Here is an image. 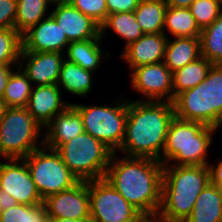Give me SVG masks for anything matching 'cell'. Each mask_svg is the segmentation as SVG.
Segmentation results:
<instances>
[{"mask_svg": "<svg viewBox=\"0 0 222 222\" xmlns=\"http://www.w3.org/2000/svg\"><path fill=\"white\" fill-rule=\"evenodd\" d=\"M104 179L143 216L158 214L163 182L160 161L113 153Z\"/></svg>", "mask_w": 222, "mask_h": 222, "instance_id": "1", "label": "cell"}, {"mask_svg": "<svg viewBox=\"0 0 222 222\" xmlns=\"http://www.w3.org/2000/svg\"><path fill=\"white\" fill-rule=\"evenodd\" d=\"M130 99L125 137L116 153L160 161L170 123L175 117L174 105L165 101Z\"/></svg>", "mask_w": 222, "mask_h": 222, "instance_id": "2", "label": "cell"}, {"mask_svg": "<svg viewBox=\"0 0 222 222\" xmlns=\"http://www.w3.org/2000/svg\"><path fill=\"white\" fill-rule=\"evenodd\" d=\"M209 183L207 165L164 164L162 202L158 214L170 222H184Z\"/></svg>", "mask_w": 222, "mask_h": 222, "instance_id": "3", "label": "cell"}, {"mask_svg": "<svg viewBox=\"0 0 222 222\" xmlns=\"http://www.w3.org/2000/svg\"><path fill=\"white\" fill-rule=\"evenodd\" d=\"M217 132L216 128L175 116L167 132L160 162L163 165H208Z\"/></svg>", "mask_w": 222, "mask_h": 222, "instance_id": "4", "label": "cell"}, {"mask_svg": "<svg viewBox=\"0 0 222 222\" xmlns=\"http://www.w3.org/2000/svg\"><path fill=\"white\" fill-rule=\"evenodd\" d=\"M175 116L222 128V64H213L207 77L197 86L178 94L174 101Z\"/></svg>", "mask_w": 222, "mask_h": 222, "instance_id": "5", "label": "cell"}, {"mask_svg": "<svg viewBox=\"0 0 222 222\" xmlns=\"http://www.w3.org/2000/svg\"><path fill=\"white\" fill-rule=\"evenodd\" d=\"M122 95L111 99L109 105L71 102L82 117L84 131L102 142L113 153L119 150L125 137L128 97L124 96V93Z\"/></svg>", "mask_w": 222, "mask_h": 222, "instance_id": "6", "label": "cell"}, {"mask_svg": "<svg viewBox=\"0 0 222 222\" xmlns=\"http://www.w3.org/2000/svg\"><path fill=\"white\" fill-rule=\"evenodd\" d=\"M55 150L79 181L104 178L113 154L107 146L86 132L63 143Z\"/></svg>", "mask_w": 222, "mask_h": 222, "instance_id": "7", "label": "cell"}, {"mask_svg": "<svg viewBox=\"0 0 222 222\" xmlns=\"http://www.w3.org/2000/svg\"><path fill=\"white\" fill-rule=\"evenodd\" d=\"M43 145V128L26 107H8L0 120V153L24 159Z\"/></svg>", "mask_w": 222, "mask_h": 222, "instance_id": "8", "label": "cell"}, {"mask_svg": "<svg viewBox=\"0 0 222 222\" xmlns=\"http://www.w3.org/2000/svg\"><path fill=\"white\" fill-rule=\"evenodd\" d=\"M24 160L43 200L49 195L68 190L79 182L55 149L42 145Z\"/></svg>", "mask_w": 222, "mask_h": 222, "instance_id": "9", "label": "cell"}, {"mask_svg": "<svg viewBox=\"0 0 222 222\" xmlns=\"http://www.w3.org/2000/svg\"><path fill=\"white\" fill-rule=\"evenodd\" d=\"M92 222H136L143 215L104 178L89 181Z\"/></svg>", "mask_w": 222, "mask_h": 222, "instance_id": "10", "label": "cell"}, {"mask_svg": "<svg viewBox=\"0 0 222 222\" xmlns=\"http://www.w3.org/2000/svg\"><path fill=\"white\" fill-rule=\"evenodd\" d=\"M128 77L130 89L140 95L136 100L173 103L172 72L163 62L136 67Z\"/></svg>", "mask_w": 222, "mask_h": 222, "instance_id": "11", "label": "cell"}, {"mask_svg": "<svg viewBox=\"0 0 222 222\" xmlns=\"http://www.w3.org/2000/svg\"><path fill=\"white\" fill-rule=\"evenodd\" d=\"M0 190L12 196L18 204L43 203L24 159H4L0 165Z\"/></svg>", "mask_w": 222, "mask_h": 222, "instance_id": "12", "label": "cell"}, {"mask_svg": "<svg viewBox=\"0 0 222 222\" xmlns=\"http://www.w3.org/2000/svg\"><path fill=\"white\" fill-rule=\"evenodd\" d=\"M43 204L48 217L90 219L89 181H79L68 190L49 195Z\"/></svg>", "mask_w": 222, "mask_h": 222, "instance_id": "13", "label": "cell"}, {"mask_svg": "<svg viewBox=\"0 0 222 222\" xmlns=\"http://www.w3.org/2000/svg\"><path fill=\"white\" fill-rule=\"evenodd\" d=\"M64 60L61 52L21 51L19 67L33 86L57 84Z\"/></svg>", "mask_w": 222, "mask_h": 222, "instance_id": "14", "label": "cell"}, {"mask_svg": "<svg viewBox=\"0 0 222 222\" xmlns=\"http://www.w3.org/2000/svg\"><path fill=\"white\" fill-rule=\"evenodd\" d=\"M69 44L65 33L51 15L22 34V51L64 53Z\"/></svg>", "mask_w": 222, "mask_h": 222, "instance_id": "15", "label": "cell"}, {"mask_svg": "<svg viewBox=\"0 0 222 222\" xmlns=\"http://www.w3.org/2000/svg\"><path fill=\"white\" fill-rule=\"evenodd\" d=\"M50 12L69 42L101 38L100 26L69 2L51 6Z\"/></svg>", "mask_w": 222, "mask_h": 222, "instance_id": "16", "label": "cell"}, {"mask_svg": "<svg viewBox=\"0 0 222 222\" xmlns=\"http://www.w3.org/2000/svg\"><path fill=\"white\" fill-rule=\"evenodd\" d=\"M168 38L164 33L144 34L119 52L118 60L125 63L126 69H132L153 63L163 62Z\"/></svg>", "mask_w": 222, "mask_h": 222, "instance_id": "17", "label": "cell"}, {"mask_svg": "<svg viewBox=\"0 0 222 222\" xmlns=\"http://www.w3.org/2000/svg\"><path fill=\"white\" fill-rule=\"evenodd\" d=\"M67 97L57 84L33 86L26 108L44 129L57 114L71 104Z\"/></svg>", "mask_w": 222, "mask_h": 222, "instance_id": "18", "label": "cell"}, {"mask_svg": "<svg viewBox=\"0 0 222 222\" xmlns=\"http://www.w3.org/2000/svg\"><path fill=\"white\" fill-rule=\"evenodd\" d=\"M84 132L82 117L79 111L70 104L44 127L43 145L56 149Z\"/></svg>", "mask_w": 222, "mask_h": 222, "instance_id": "19", "label": "cell"}, {"mask_svg": "<svg viewBox=\"0 0 222 222\" xmlns=\"http://www.w3.org/2000/svg\"><path fill=\"white\" fill-rule=\"evenodd\" d=\"M102 43L101 38L70 42L64 52L65 59L98 75V70H101L102 65L105 64L104 62L113 57L109 51L107 52V49H103Z\"/></svg>", "mask_w": 222, "mask_h": 222, "instance_id": "20", "label": "cell"}, {"mask_svg": "<svg viewBox=\"0 0 222 222\" xmlns=\"http://www.w3.org/2000/svg\"><path fill=\"white\" fill-rule=\"evenodd\" d=\"M96 80V73L65 59L59 73L57 85L64 96L71 94V96L76 97L75 100L79 101L80 97L88 98L91 95L96 86Z\"/></svg>", "mask_w": 222, "mask_h": 222, "instance_id": "21", "label": "cell"}, {"mask_svg": "<svg viewBox=\"0 0 222 222\" xmlns=\"http://www.w3.org/2000/svg\"><path fill=\"white\" fill-rule=\"evenodd\" d=\"M200 39L194 37L168 38L163 63L171 72L201 57Z\"/></svg>", "mask_w": 222, "mask_h": 222, "instance_id": "22", "label": "cell"}, {"mask_svg": "<svg viewBox=\"0 0 222 222\" xmlns=\"http://www.w3.org/2000/svg\"><path fill=\"white\" fill-rule=\"evenodd\" d=\"M108 31H110L109 34L112 32L117 38L119 37L124 41L122 49L144 35L134 11L108 15L104 23L100 26V36L103 41Z\"/></svg>", "mask_w": 222, "mask_h": 222, "instance_id": "23", "label": "cell"}, {"mask_svg": "<svg viewBox=\"0 0 222 222\" xmlns=\"http://www.w3.org/2000/svg\"><path fill=\"white\" fill-rule=\"evenodd\" d=\"M184 222H222V200L214 184L209 183L201 191Z\"/></svg>", "mask_w": 222, "mask_h": 222, "instance_id": "24", "label": "cell"}, {"mask_svg": "<svg viewBox=\"0 0 222 222\" xmlns=\"http://www.w3.org/2000/svg\"><path fill=\"white\" fill-rule=\"evenodd\" d=\"M163 33L167 38H199L201 29L196 24L189 8L167 7Z\"/></svg>", "mask_w": 222, "mask_h": 222, "instance_id": "25", "label": "cell"}, {"mask_svg": "<svg viewBox=\"0 0 222 222\" xmlns=\"http://www.w3.org/2000/svg\"><path fill=\"white\" fill-rule=\"evenodd\" d=\"M212 65L213 63L201 56L196 61L172 72L173 101L181 92L201 83L207 77Z\"/></svg>", "mask_w": 222, "mask_h": 222, "instance_id": "26", "label": "cell"}, {"mask_svg": "<svg viewBox=\"0 0 222 222\" xmlns=\"http://www.w3.org/2000/svg\"><path fill=\"white\" fill-rule=\"evenodd\" d=\"M166 8L165 0H140L134 14L144 34L163 33Z\"/></svg>", "mask_w": 222, "mask_h": 222, "instance_id": "27", "label": "cell"}, {"mask_svg": "<svg viewBox=\"0 0 222 222\" xmlns=\"http://www.w3.org/2000/svg\"><path fill=\"white\" fill-rule=\"evenodd\" d=\"M51 5L45 0H17L14 29L21 35L50 15Z\"/></svg>", "mask_w": 222, "mask_h": 222, "instance_id": "28", "label": "cell"}, {"mask_svg": "<svg viewBox=\"0 0 222 222\" xmlns=\"http://www.w3.org/2000/svg\"><path fill=\"white\" fill-rule=\"evenodd\" d=\"M33 84L18 66L10 75L2 99L8 107H26Z\"/></svg>", "mask_w": 222, "mask_h": 222, "instance_id": "29", "label": "cell"}, {"mask_svg": "<svg viewBox=\"0 0 222 222\" xmlns=\"http://www.w3.org/2000/svg\"><path fill=\"white\" fill-rule=\"evenodd\" d=\"M201 55L213 64H222V13L200 33Z\"/></svg>", "mask_w": 222, "mask_h": 222, "instance_id": "30", "label": "cell"}, {"mask_svg": "<svg viewBox=\"0 0 222 222\" xmlns=\"http://www.w3.org/2000/svg\"><path fill=\"white\" fill-rule=\"evenodd\" d=\"M0 222H48V214L43 203L17 204L0 213Z\"/></svg>", "mask_w": 222, "mask_h": 222, "instance_id": "31", "label": "cell"}, {"mask_svg": "<svg viewBox=\"0 0 222 222\" xmlns=\"http://www.w3.org/2000/svg\"><path fill=\"white\" fill-rule=\"evenodd\" d=\"M22 35L15 29H0V65H19Z\"/></svg>", "mask_w": 222, "mask_h": 222, "instance_id": "32", "label": "cell"}, {"mask_svg": "<svg viewBox=\"0 0 222 222\" xmlns=\"http://www.w3.org/2000/svg\"><path fill=\"white\" fill-rule=\"evenodd\" d=\"M189 9L201 30L211 25L222 13L219 0H195Z\"/></svg>", "mask_w": 222, "mask_h": 222, "instance_id": "33", "label": "cell"}, {"mask_svg": "<svg viewBox=\"0 0 222 222\" xmlns=\"http://www.w3.org/2000/svg\"><path fill=\"white\" fill-rule=\"evenodd\" d=\"M68 2L101 26L108 16L105 0H68Z\"/></svg>", "mask_w": 222, "mask_h": 222, "instance_id": "34", "label": "cell"}, {"mask_svg": "<svg viewBox=\"0 0 222 222\" xmlns=\"http://www.w3.org/2000/svg\"><path fill=\"white\" fill-rule=\"evenodd\" d=\"M17 0H0V29H14Z\"/></svg>", "mask_w": 222, "mask_h": 222, "instance_id": "35", "label": "cell"}, {"mask_svg": "<svg viewBox=\"0 0 222 222\" xmlns=\"http://www.w3.org/2000/svg\"><path fill=\"white\" fill-rule=\"evenodd\" d=\"M107 6L108 15L121 13V12H132L138 6L140 0H105Z\"/></svg>", "mask_w": 222, "mask_h": 222, "instance_id": "36", "label": "cell"}, {"mask_svg": "<svg viewBox=\"0 0 222 222\" xmlns=\"http://www.w3.org/2000/svg\"><path fill=\"white\" fill-rule=\"evenodd\" d=\"M207 166L209 169L210 183L215 186L222 185V158L218 159L216 162L213 160L209 161Z\"/></svg>", "mask_w": 222, "mask_h": 222, "instance_id": "37", "label": "cell"}, {"mask_svg": "<svg viewBox=\"0 0 222 222\" xmlns=\"http://www.w3.org/2000/svg\"><path fill=\"white\" fill-rule=\"evenodd\" d=\"M19 65H0V97L2 98L4 95V90L7 85V81L11 75V73L18 67Z\"/></svg>", "mask_w": 222, "mask_h": 222, "instance_id": "38", "label": "cell"}, {"mask_svg": "<svg viewBox=\"0 0 222 222\" xmlns=\"http://www.w3.org/2000/svg\"><path fill=\"white\" fill-rule=\"evenodd\" d=\"M0 204L2 211H4L17 205L18 202L12 196L0 190Z\"/></svg>", "mask_w": 222, "mask_h": 222, "instance_id": "39", "label": "cell"}, {"mask_svg": "<svg viewBox=\"0 0 222 222\" xmlns=\"http://www.w3.org/2000/svg\"><path fill=\"white\" fill-rule=\"evenodd\" d=\"M167 7L189 8L195 0H165Z\"/></svg>", "mask_w": 222, "mask_h": 222, "instance_id": "40", "label": "cell"}, {"mask_svg": "<svg viewBox=\"0 0 222 222\" xmlns=\"http://www.w3.org/2000/svg\"><path fill=\"white\" fill-rule=\"evenodd\" d=\"M142 222H170L159 214L142 216Z\"/></svg>", "mask_w": 222, "mask_h": 222, "instance_id": "41", "label": "cell"}, {"mask_svg": "<svg viewBox=\"0 0 222 222\" xmlns=\"http://www.w3.org/2000/svg\"><path fill=\"white\" fill-rule=\"evenodd\" d=\"M48 222H92V221L91 219H70V218L48 217Z\"/></svg>", "mask_w": 222, "mask_h": 222, "instance_id": "42", "label": "cell"}, {"mask_svg": "<svg viewBox=\"0 0 222 222\" xmlns=\"http://www.w3.org/2000/svg\"><path fill=\"white\" fill-rule=\"evenodd\" d=\"M8 106L4 102V100L0 97V120L4 116Z\"/></svg>", "mask_w": 222, "mask_h": 222, "instance_id": "43", "label": "cell"}, {"mask_svg": "<svg viewBox=\"0 0 222 222\" xmlns=\"http://www.w3.org/2000/svg\"><path fill=\"white\" fill-rule=\"evenodd\" d=\"M45 1L48 2L51 6L68 2V0H45Z\"/></svg>", "mask_w": 222, "mask_h": 222, "instance_id": "44", "label": "cell"}, {"mask_svg": "<svg viewBox=\"0 0 222 222\" xmlns=\"http://www.w3.org/2000/svg\"><path fill=\"white\" fill-rule=\"evenodd\" d=\"M216 187H217V189H218L219 196H220V198H221V200H222V185L216 186Z\"/></svg>", "mask_w": 222, "mask_h": 222, "instance_id": "45", "label": "cell"}, {"mask_svg": "<svg viewBox=\"0 0 222 222\" xmlns=\"http://www.w3.org/2000/svg\"><path fill=\"white\" fill-rule=\"evenodd\" d=\"M0 159H1V160L3 159L2 161L0 160V165H1V164H2V162H3V161H4V159H5V158L2 156V154H1V153H0Z\"/></svg>", "mask_w": 222, "mask_h": 222, "instance_id": "46", "label": "cell"}, {"mask_svg": "<svg viewBox=\"0 0 222 222\" xmlns=\"http://www.w3.org/2000/svg\"><path fill=\"white\" fill-rule=\"evenodd\" d=\"M136 222H142V217L138 221H136Z\"/></svg>", "mask_w": 222, "mask_h": 222, "instance_id": "47", "label": "cell"}]
</instances>
